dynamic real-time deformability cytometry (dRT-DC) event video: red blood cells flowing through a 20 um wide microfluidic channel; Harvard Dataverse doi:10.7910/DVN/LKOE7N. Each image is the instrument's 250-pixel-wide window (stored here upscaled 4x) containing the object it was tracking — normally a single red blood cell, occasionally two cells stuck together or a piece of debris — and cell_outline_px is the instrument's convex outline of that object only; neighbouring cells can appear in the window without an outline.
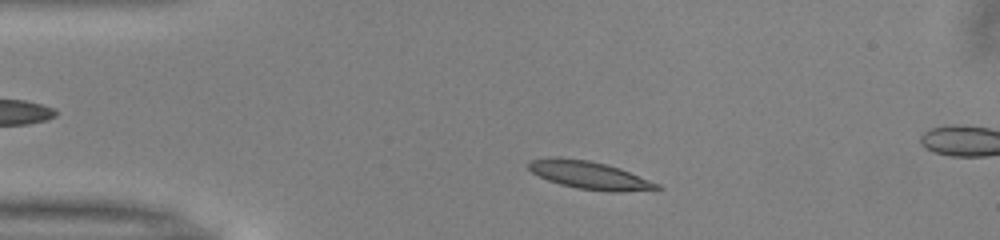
{"species": "common noctule bat (a hibernating species)", "species_latin": "Nyctalus noctula", "temperature_condition": "warm", "stored_images_in_passage": 10, "camera_frame_rate_fps": 3000, "um_per_image_px": 0.085, "animal": {"sex": "male", "body_mass_g": 13.0, "forearm_length_mm": 53.1}, "frame": {"image": 1, "passage_image": 5, "time_ms": 1.333, "image_size_px": [1000, 240], "cell_outline_px": [[664, 188], [620, 192], [608, 192], [576, 188], [560, 184], [548, 180], [532, 172], [528, 168], [528, 164], [532, 160], [548, 156], [560, 156], [588, 160], [608, 164], [620, 168], [660, 184]], "centroid_in_image_um": [50.1, 14.87], "position_along_channel_um": 34.9, "area_um2": 21.04}}